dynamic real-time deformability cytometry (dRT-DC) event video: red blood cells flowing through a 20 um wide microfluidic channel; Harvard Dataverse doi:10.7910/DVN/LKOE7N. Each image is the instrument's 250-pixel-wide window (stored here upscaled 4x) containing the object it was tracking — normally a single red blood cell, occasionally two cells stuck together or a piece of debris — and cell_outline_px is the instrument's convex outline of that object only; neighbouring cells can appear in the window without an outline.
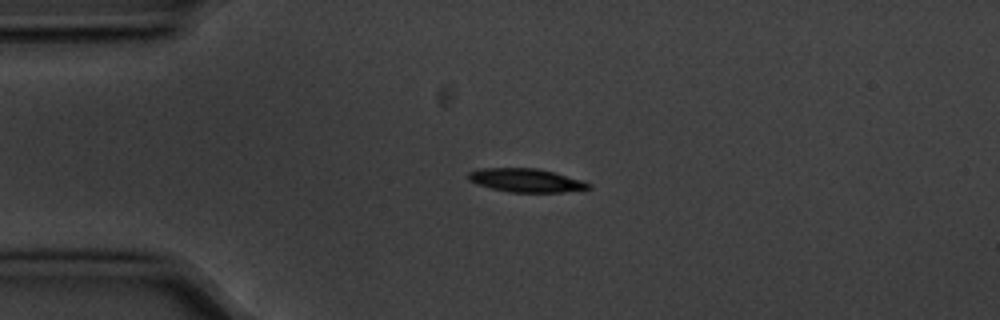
{"species": "common noctule bat (a hibernating species)", "species_latin": "Nyctalus noctula", "temperature_condition": "cold", "stored_images_in_passage": 3, "camera_frame_rate_fps": 3000, "um_per_image_px": 0.085, "animal": {"sex": "male", "body_mass_g": 20.1, "forearm_length_mm": 53.5}, "frame": {"image": 1, "passage_image": 2, "time_ms": 0.333, "image_size_px": [1000, 320], "cell_outline_px": [[592, 188], [560, 192], [512, 192], [492, 188], [476, 184], [468, 180], [468, 172], [480, 168], [536, 168], [552, 172], [580, 180], [592, 184]], "centroid_in_image_um": [44.67, 15.32], "position_along_channel_um": 40.3, "area_um2": 16.24}}